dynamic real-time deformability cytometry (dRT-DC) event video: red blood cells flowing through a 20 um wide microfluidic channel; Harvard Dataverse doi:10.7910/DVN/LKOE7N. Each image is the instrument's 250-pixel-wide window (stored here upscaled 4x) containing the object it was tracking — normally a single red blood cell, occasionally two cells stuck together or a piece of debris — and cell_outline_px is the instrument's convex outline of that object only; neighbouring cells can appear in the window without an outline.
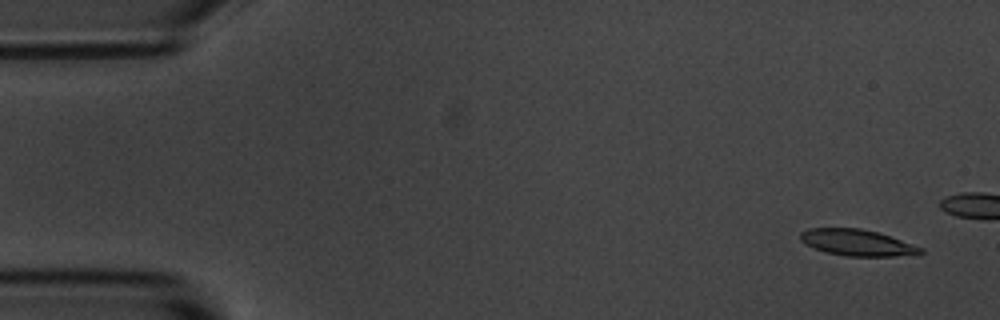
{"species": "common noctule bat (a hibernating species)", "species_latin": "Nyctalus noctula", "temperature_condition": "room temperature", "stored_images_in_passage": 16, "camera_frame_rate_fps": 3000, "um_per_image_px": 0.085, "animal": {"sex": "male", "body_mass_g": 20.1, "forearm_length_mm": 53.5}, "frame": {"image": 1, "passage_image": 3, "time_ms": 0.667, "image_size_px": [1000, 320], "cell_outline_px": [[924, 252], [920, 256], [848, 256], [824, 252], [804, 244], [800, 240], [800, 232], [808, 228], [860, 228], [876, 232], [924, 248]], "centroid_in_image_um": [72.87, 20.64], "position_along_channel_um": 12.1, "area_um2": 18.61}}